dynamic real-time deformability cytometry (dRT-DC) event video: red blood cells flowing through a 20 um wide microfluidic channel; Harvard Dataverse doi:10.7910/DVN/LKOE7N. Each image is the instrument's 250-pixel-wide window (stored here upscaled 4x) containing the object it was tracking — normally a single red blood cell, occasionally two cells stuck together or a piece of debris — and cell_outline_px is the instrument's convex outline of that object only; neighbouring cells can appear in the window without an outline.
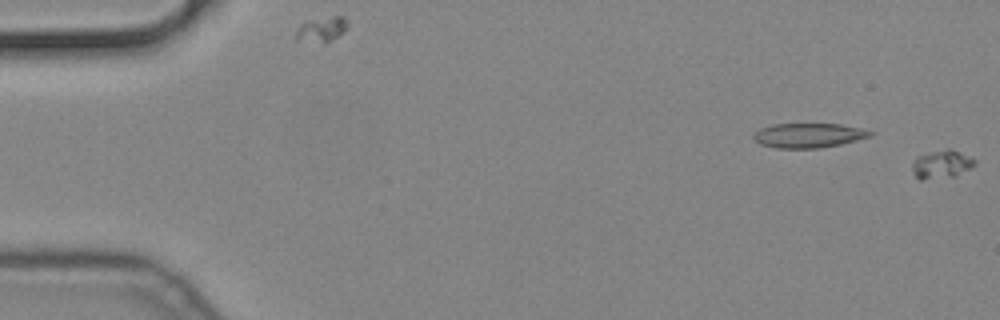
{"species": "common noctule bat (a hibernating species)", "species_latin": "Nyctalus noctula", "temperature_condition": "cold", "stored_images_in_passage": 5, "segment_of_instrument_passage": [2, 2], "camera_frame_rate_fps": 3000, "um_per_image_px": 0.085, "animal": {"sex": "male", "body_mass_g": 19.2, "forearm_length_mm": 51.8}, "frame": {"image": 1, "passage_image": 5, "time_ms": 1.333, "image_size_px": [1000, 320], "cell_outline_px": [[976, 164], [972, 168], [956, 176], [920, 180], [912, 172], [912, 164], [916, 156], [948, 148], [952, 148], [976, 160]], "centroid_in_image_um": [80.05, 13.97], "position_along_channel_um": 5.0, "area_um2": 10.4}}